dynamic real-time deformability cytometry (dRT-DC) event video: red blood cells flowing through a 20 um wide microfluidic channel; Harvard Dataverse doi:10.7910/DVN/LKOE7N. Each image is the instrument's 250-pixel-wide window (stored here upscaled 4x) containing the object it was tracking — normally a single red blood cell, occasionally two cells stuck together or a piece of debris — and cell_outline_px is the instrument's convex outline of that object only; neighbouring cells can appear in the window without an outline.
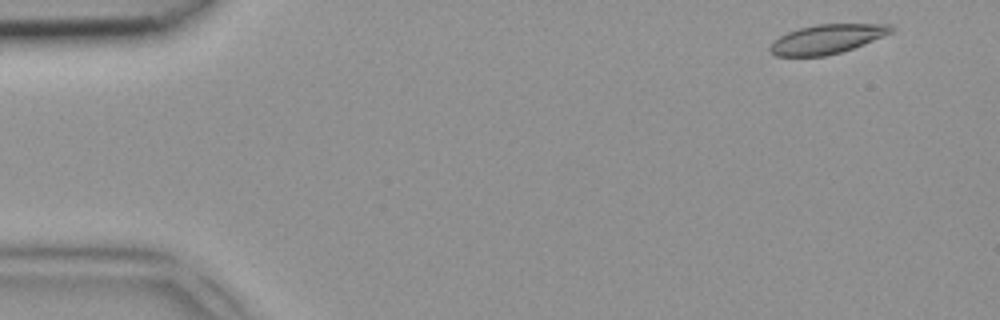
{"species": "common noctule bat (a hibernating species)", "species_latin": "Nyctalus noctula", "temperature_condition": "room temperature", "stored_images_in_passage": 45, "camera_frame_rate_fps": 3000, "um_per_image_px": 0.085, "animal": {"sex": "female", "body_mass_g": 18.4}, "frame": {"image": 1, "passage_image": 2, "time_ms": 0.333, "image_size_px": [1000, 320], "cell_outline_px": [[896, 28], [892, 32], [864, 44], [840, 52], [824, 56], [776, 56], [768, 48], [772, 40], [788, 32], [800, 28], [816, 24], [888, 24]], "centroid_in_image_um": [70.27, 3.32], "position_along_channel_um": 14.7, "area_um2": 20.52}}
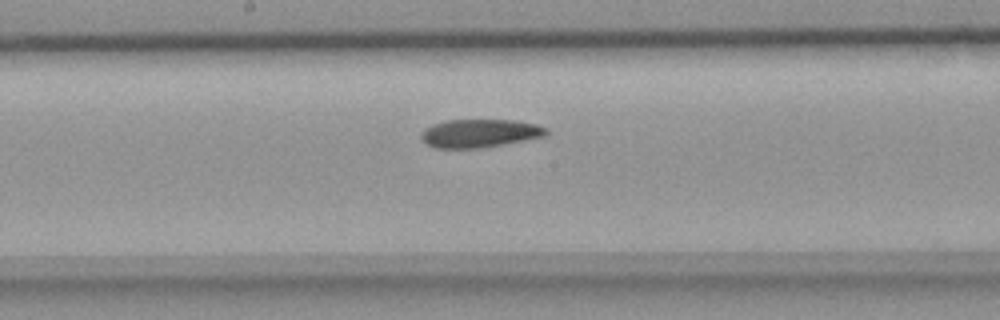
{"frame": {"image": 2, "passage_image": 23, "time_ms": 7.333, "image_size_px": [1000, 320], "cell_outline_px": [[548, 136], [484, 148], [436, 148], [428, 144], [420, 136], [432, 124], [444, 120], [516, 120], [536, 124], [548, 128]], "centroid_in_image_um": [40.86, 11.33], "position_along_channel_um": 207.3, "area_um2": 20.69}}
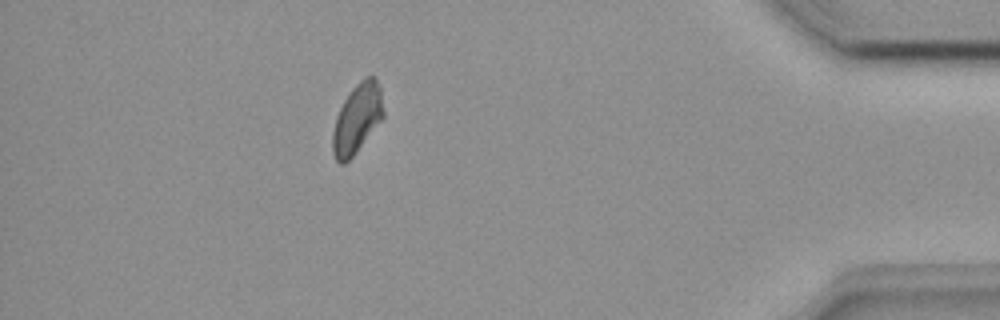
{"frame": {"image": 3, "passage_image": 40, "time_ms": 13.0, "image_size_px": [1000, 320], "cell_outline_px": [[384, 116], [352, 156], [344, 164], [340, 164], [336, 160], [332, 152], [332, 132], [336, 116], [344, 100], [352, 88], [360, 80], [368, 76], [372, 76], [376, 80], [380, 88], [384, 112]], "centroid_in_image_um": [30.33, 10.08], "position_along_channel_um": 404.9, "area_um2": 20.23}}